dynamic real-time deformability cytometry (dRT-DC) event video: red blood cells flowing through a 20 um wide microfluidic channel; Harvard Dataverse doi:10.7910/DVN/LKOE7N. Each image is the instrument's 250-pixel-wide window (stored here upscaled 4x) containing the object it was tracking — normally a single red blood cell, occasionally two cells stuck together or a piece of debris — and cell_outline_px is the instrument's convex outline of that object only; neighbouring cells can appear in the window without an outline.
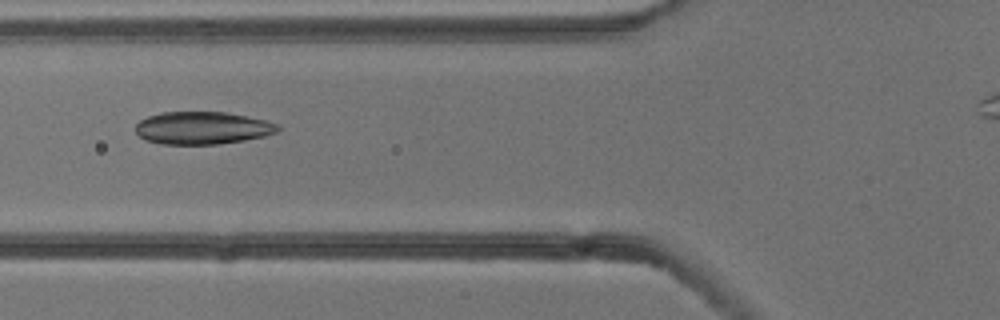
{"species": "common noctule bat (a hibernating species)", "species_latin": "Nyctalus noctula", "temperature_condition": "cold", "stored_images_in_passage": 5, "camera_frame_rate_fps": 3000, "um_per_image_px": 0.085, "animal": {"sex": "male", "body_mass_g": 13.3}, "frame": {"image": 1, "passage_image": 3, "time_ms": 0.667, "image_size_px": [1000, 320], "cell_outline_px": [[280, 128], [276, 132], [264, 136], [244, 140], [220, 144], [160, 144], [144, 140], [136, 132], [136, 124], [140, 120], [148, 116], [160, 112], [228, 112], [268, 120], [276, 124]], "centroid_in_image_um": [17.2, 10.87], "position_along_channel_um": 108.6, "area_um2": 27.17}}
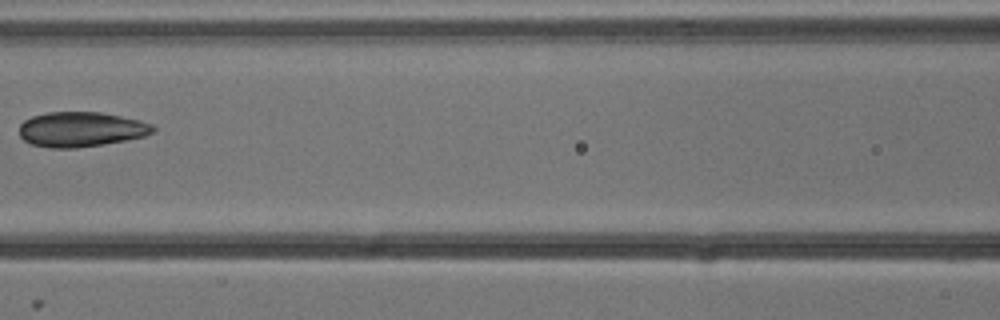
{"frame": {"image": 2, "passage_image": 4, "time_ms": 1.0, "image_size_px": [1000, 320], "cell_outline_px": [[156, 132], [144, 136], [104, 144], [76, 148], [48, 148], [32, 144], [24, 140], [20, 136], [20, 124], [24, 120], [32, 116], [48, 112], [100, 112], [140, 120], [152, 124], [156, 128]], "centroid_in_image_um": [6.9, 10.99], "position_along_channel_um": 159.7, "area_um2": 27.28}}
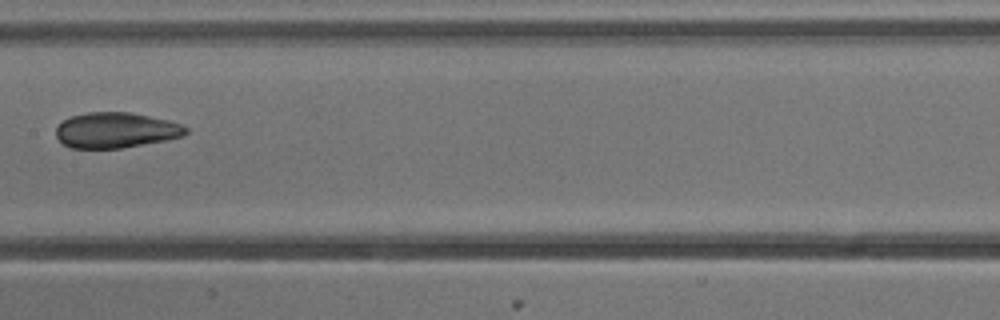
{"frame": {"image": 3, "passage_image": 5, "time_ms": 1.333, "image_size_px": [1000, 320], "cell_outline_px": [[188, 132], [180, 136], [168, 140], [120, 148], [72, 148], [64, 144], [56, 136], [56, 128], [64, 120], [72, 116], [88, 112], [132, 112], [168, 120], [180, 124], [188, 128]], "centroid_in_image_um": [9.86, 11.06], "position_along_channel_um": 197.5, "area_um2": 26.7}}